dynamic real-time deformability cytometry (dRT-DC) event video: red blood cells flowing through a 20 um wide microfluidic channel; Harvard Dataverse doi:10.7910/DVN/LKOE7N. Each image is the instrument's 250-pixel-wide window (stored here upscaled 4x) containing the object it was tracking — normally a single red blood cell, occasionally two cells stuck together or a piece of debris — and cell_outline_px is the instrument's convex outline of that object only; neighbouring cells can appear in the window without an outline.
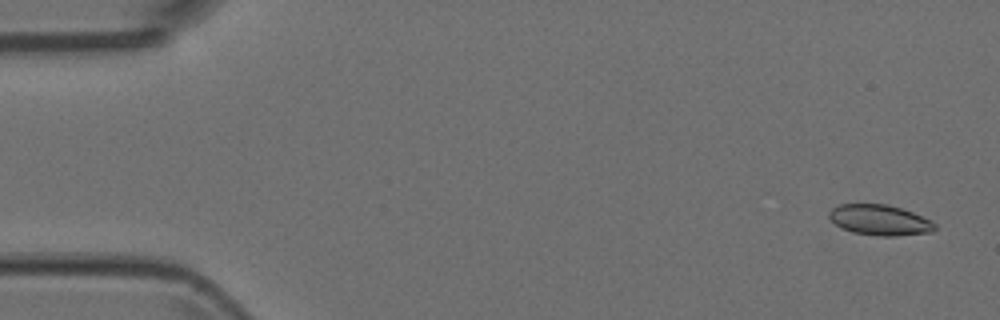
{"species": "Egyptian fruit bat (a non-hibernating species)", "species_latin": "Rousettus aegyptiacus", "temperature_condition": "room temperature", "stored_images_in_passage": 4, "camera_frame_rate_fps": 3000, "um_per_image_px": 0.085, "animal": {"sex": "female"}, "frame": {"image": 1, "passage_image": 1, "time_ms": 0.0, "image_size_px": [1000, 320], "cell_outline_px": [[936, 228], [932, 232], [896, 236], [880, 236], [852, 232], [836, 224], [828, 216], [828, 212], [832, 208], [840, 204], [888, 204], [912, 212], [932, 220], [936, 224]], "centroid_in_image_um": [74.8, 18.7], "position_along_channel_um": 10.2, "area_um2": 18.79}}